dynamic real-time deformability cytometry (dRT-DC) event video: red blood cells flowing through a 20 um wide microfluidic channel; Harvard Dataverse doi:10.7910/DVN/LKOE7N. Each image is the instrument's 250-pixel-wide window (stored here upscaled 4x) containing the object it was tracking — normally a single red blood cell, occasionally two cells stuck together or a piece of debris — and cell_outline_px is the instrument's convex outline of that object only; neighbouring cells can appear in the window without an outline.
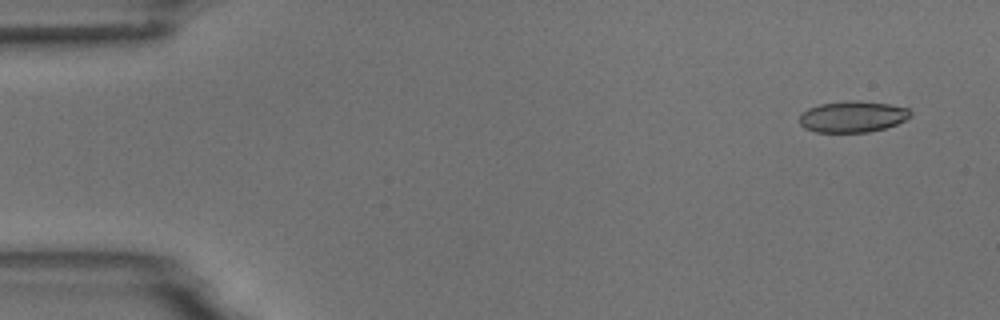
{"species": "common noctule bat (a hibernating species)", "species_latin": "Nyctalus noctula", "temperature_condition": "room temperature", "stored_images_in_passage": 7, "camera_frame_rate_fps": 3000, "um_per_image_px": 0.085, "animal": {"sex": "male", "body_mass_g": 18.8}, "frame": {"image": 1, "passage_image": 1, "time_ms": 0.0, "image_size_px": [1000, 320], "cell_outline_px": [[912, 116], [896, 124], [884, 128], [868, 132], [816, 132], [804, 128], [800, 124], [800, 116], [808, 108], [820, 104], [848, 100], [860, 100], [888, 104], [908, 108], [912, 112]], "centroid_in_image_um": [72.48, 9.91], "position_along_channel_um": 12.5, "area_um2": 20.23}}
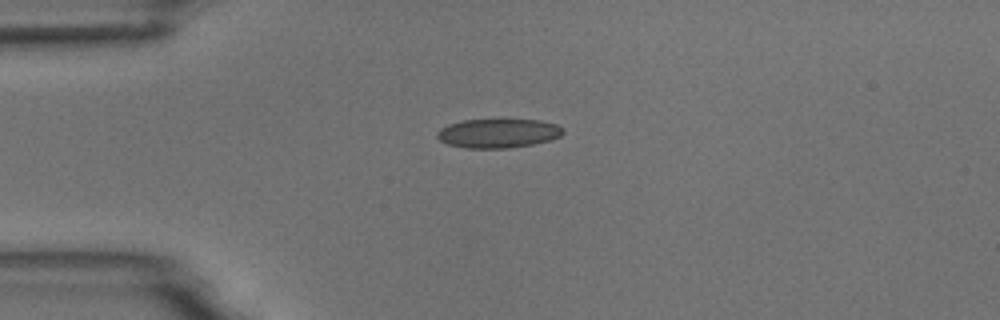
{"frame": {"image": 2, "passage_image": 4, "time_ms": 3.333, "image_size_px": [1000, 320], "cell_outline_px": [[564, 132], [560, 136], [552, 140], [532, 144], [508, 148], [468, 148], [448, 144], [440, 140], [436, 136], [436, 132], [440, 128], [448, 124], [464, 120], [540, 120], [556, 124], [564, 128]], "centroid_in_image_um": [42.35, 11.33], "position_along_channel_um": 42.6, "area_um2": 21.33}}